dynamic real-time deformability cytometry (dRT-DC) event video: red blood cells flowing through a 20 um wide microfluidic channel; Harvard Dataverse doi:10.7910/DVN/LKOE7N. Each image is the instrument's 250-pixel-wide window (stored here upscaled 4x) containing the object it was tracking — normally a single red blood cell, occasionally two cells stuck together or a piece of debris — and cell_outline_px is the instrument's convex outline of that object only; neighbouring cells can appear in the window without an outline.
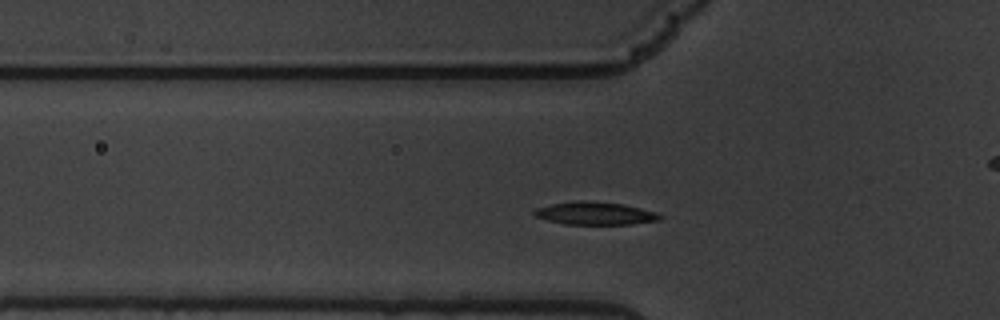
{"species": "common noctule bat (a hibernating species)", "species_latin": "Nyctalus noctula", "temperature_condition": "warm", "stored_images_in_passage": 55, "camera_frame_rate_fps": 3000, "um_per_image_px": 0.085, "animal": {"sex": "male", "body_mass_g": 19.5, "forearm_length_mm": 54.6}, "frame": {"image": 1, "passage_image": 14, "time_ms": 4.333, "image_size_px": [1000, 320], "cell_outline_px": [[664, 216], [660, 220], [632, 224], [564, 224], [548, 220], [536, 216], [532, 212], [536, 208], [552, 204], [576, 200], [592, 200], [624, 204], [656, 212]], "centroid_in_image_um": [50.61, 18.12], "position_along_channel_um": 75.2, "area_um2": 16.82}}
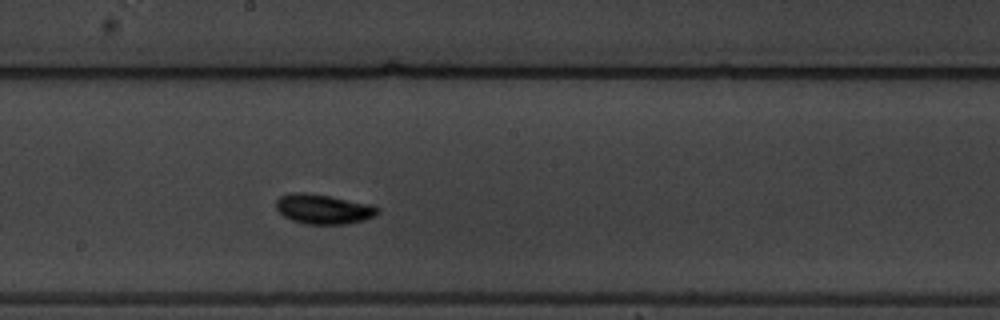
{"frame": {"image": 2, "passage_image": 27, "time_ms": 8.667, "image_size_px": [1000, 320], "cell_outline_px": [[380, 212], [376, 216], [364, 220], [348, 224], [304, 224], [292, 220], [284, 216], [276, 208], [276, 200], [280, 196], [288, 192], [304, 192], [328, 196], [372, 204], [380, 208]], "centroid_in_image_um": [27.51, 17.77], "position_along_channel_um": 220.7, "area_um2": 17.8}}
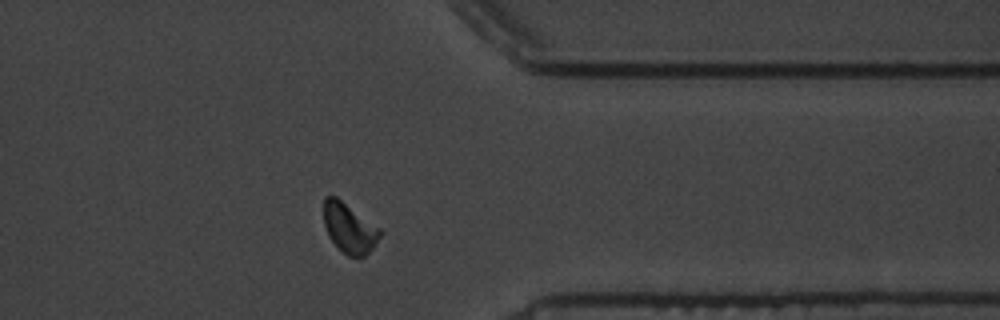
{"frame": {"image": 3, "passage_image": 42, "time_ms": 13.667, "image_size_px": [1000, 320], "cell_outline_px": [[380, 236], [372, 248], [364, 256], [348, 256], [328, 236], [324, 224], [324, 196], [336, 196], [380, 228]], "centroid_in_image_um": [29.67, 19.36], "position_along_channel_um": 381.7, "area_um2": 15.95}, "authors_computed_cell_mechanics": {"area_um2": 16.3574, "velocity_mm_per_s": 3.3615, "shape_relaxation_time_tau1_ms": 4.0255, "shape_relaxation_time_tau2_ms": 10.3895, "deformation_change_tau1": 0.1594, "deformation_change_tau2": 0.0826}}